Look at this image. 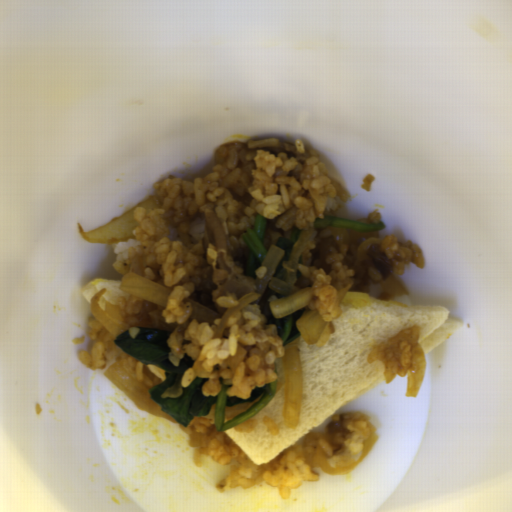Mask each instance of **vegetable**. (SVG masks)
Wrapping results in <instances>:
<instances>
[{
  "mask_svg": "<svg viewBox=\"0 0 512 512\" xmlns=\"http://www.w3.org/2000/svg\"><path fill=\"white\" fill-rule=\"evenodd\" d=\"M137 328L139 333L135 339L130 335V329H127L116 335L113 343L142 363L162 369L166 375L165 381L153 386L147 392L150 398L159 404L161 410L180 426L186 428L195 417L209 416L214 405V427L216 431L233 429L260 412L274 399L278 387L277 380L263 386H256L249 397L239 398L226 395L230 385L225 384L223 377L219 378L221 390L216 396L203 395L202 386L209 379L196 377L189 386L182 387L181 396L162 398V395L174 384L175 380L178 377H183L185 370L193 366L194 360L188 353H184L178 366H175L169 358L171 348L167 344L172 331L138 326ZM262 393L264 396L256 405L230 422H224L225 407L252 402Z\"/></svg>",
  "mask_w": 512,
  "mask_h": 512,
  "instance_id": "vegetable-1",
  "label": "vegetable"
},
{
  "mask_svg": "<svg viewBox=\"0 0 512 512\" xmlns=\"http://www.w3.org/2000/svg\"><path fill=\"white\" fill-rule=\"evenodd\" d=\"M267 219L263 215H257L252 228L246 230L242 235V240L248 250L247 256V276L257 280L256 270L266 260L267 252L263 237Z\"/></svg>",
  "mask_w": 512,
  "mask_h": 512,
  "instance_id": "vegetable-2",
  "label": "vegetable"
},
{
  "mask_svg": "<svg viewBox=\"0 0 512 512\" xmlns=\"http://www.w3.org/2000/svg\"><path fill=\"white\" fill-rule=\"evenodd\" d=\"M320 228H346L358 232H374L384 230L386 225L381 221L378 223H361L345 217L328 215L324 216L323 218H319L317 216L314 222V229Z\"/></svg>",
  "mask_w": 512,
  "mask_h": 512,
  "instance_id": "vegetable-3",
  "label": "vegetable"
},
{
  "mask_svg": "<svg viewBox=\"0 0 512 512\" xmlns=\"http://www.w3.org/2000/svg\"><path fill=\"white\" fill-rule=\"evenodd\" d=\"M267 324L275 326L276 335L283 341L282 346L292 343L301 336L297 327V320L293 314H289L283 318L269 316Z\"/></svg>",
  "mask_w": 512,
  "mask_h": 512,
  "instance_id": "vegetable-4",
  "label": "vegetable"
},
{
  "mask_svg": "<svg viewBox=\"0 0 512 512\" xmlns=\"http://www.w3.org/2000/svg\"><path fill=\"white\" fill-rule=\"evenodd\" d=\"M301 238V230L299 228H294L290 238L278 237L276 246L284 250V255L281 261L276 266L273 276L275 278L283 279L285 275L283 262L285 260H290L291 251L295 245V243Z\"/></svg>",
  "mask_w": 512,
  "mask_h": 512,
  "instance_id": "vegetable-5",
  "label": "vegetable"
}]
</instances>
